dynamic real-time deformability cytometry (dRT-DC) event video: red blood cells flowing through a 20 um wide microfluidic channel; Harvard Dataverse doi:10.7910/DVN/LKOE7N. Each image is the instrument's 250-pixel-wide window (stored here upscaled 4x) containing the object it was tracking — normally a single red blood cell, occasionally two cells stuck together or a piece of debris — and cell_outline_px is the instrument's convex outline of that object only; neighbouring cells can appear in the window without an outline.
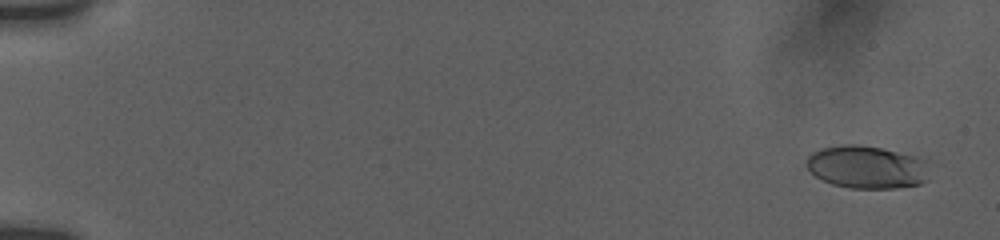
{"species": "human", "species_latin": "Homo sapiens", "temperature_condition": "room temperature", "stored_images_in_passage": 56, "camera_frame_rate_fps": 3000, "um_per_image_px": 0.085, "donor": {"sex": "female"}, "frame": {"image": 1, "passage_image": 3, "time_ms": 0.667, "image_size_px": [1000, 240], "cell_outline_px": [[928, 180], [920, 184], [896, 188], [852, 188], [832, 184], [816, 176], [808, 168], [808, 156], [812, 152], [820, 148], [844, 144], [856, 144], [928, 156]], "centroid_in_image_um": [73.79, 14.18], "position_along_channel_um": 11.2, "area_um2": 31.21}}
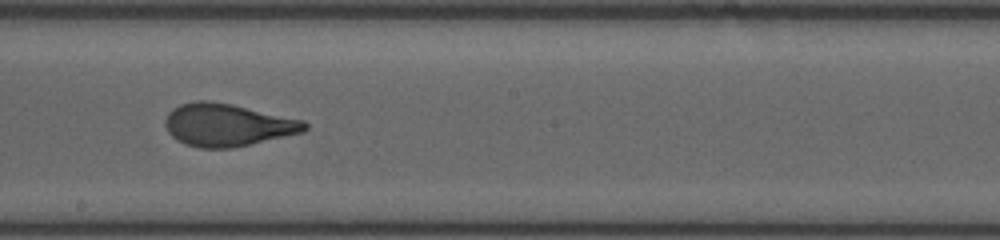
{"frame": {"image": 2, "passage_image": 34, "time_ms": 11.0, "image_size_px": [1000, 240], "cell_outline_px": [[308, 128], [304, 132], [232, 148], [200, 148], [184, 144], [176, 140], [168, 132], [164, 124], [164, 120], [168, 112], [172, 108], [180, 104], [196, 100], [208, 100], [232, 104], [304, 120], [308, 124]], "centroid_in_image_um": [19.3, 10.61], "position_along_channel_um": 228.9, "area_um2": 34.85}}
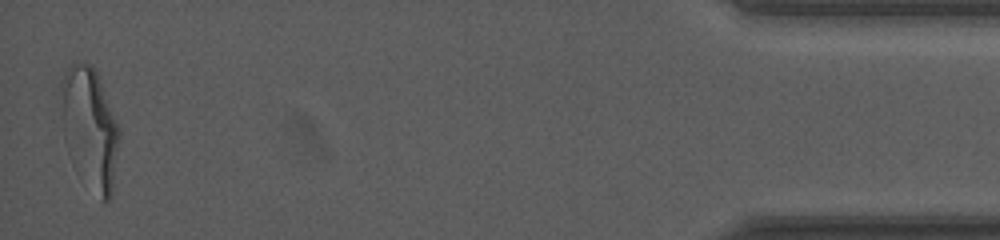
{"frame": {"image": 3, "passage_image": 56, "time_ms": 18.333, "image_size_px": [1000, 240], "cell_outline_px": [[120, 136], [112, 192], [108, 200], [100, 200], [64, 140], [60, 116], [60, 84], [68, 68], [72, 64], [88, 64], [96, 72], [120, 128]], "centroid_in_image_um": [7.64, 10.8], "position_along_channel_um": 427.6, "area_um2": 39.65}, "authors_computed_cell_mechanics": {"area_um2": 34.0153, "velocity_mm_per_s": 3.7753, "shape_relaxation_time_tau1_ms": 3.7903, "shape_relaxation_time_tau2_ms": 0.7487, "deformation_change_tau1": 0.1957, "deformation_change_tau2": 0.081}}